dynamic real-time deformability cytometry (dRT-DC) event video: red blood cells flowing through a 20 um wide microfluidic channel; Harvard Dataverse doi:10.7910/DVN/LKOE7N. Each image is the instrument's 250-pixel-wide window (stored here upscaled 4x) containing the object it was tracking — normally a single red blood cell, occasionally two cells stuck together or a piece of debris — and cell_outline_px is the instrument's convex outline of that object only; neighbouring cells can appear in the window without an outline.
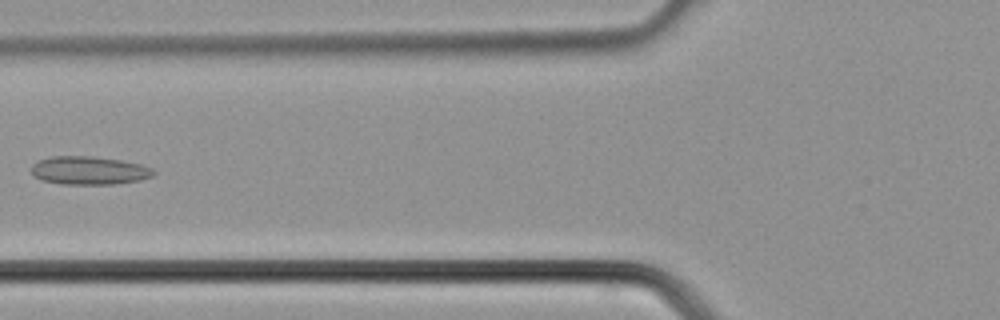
{"species": "common noctule bat (a hibernating species)", "species_latin": "Nyctalus noctula", "temperature_condition": "cold", "stored_images_in_passage": 30, "camera_frame_rate_fps": 3000, "um_per_image_px": 0.085, "animal": {"sex": "male", "body_mass_g": 21.5, "forearm_length_mm": 52.0}, "frame": {"image": 1, "passage_image": 8, "time_ms": 2.333, "image_size_px": [1000, 320], "cell_outline_px": [[156, 172], [152, 176], [140, 180], [112, 184], [64, 184], [40, 180], [32, 176], [32, 164], [40, 160], [52, 156], [92, 156], [120, 160], [140, 164], [152, 168]], "centroid_in_image_um": [7.55, 14.49], "position_along_channel_um": 118.2, "area_um2": 20.11}}
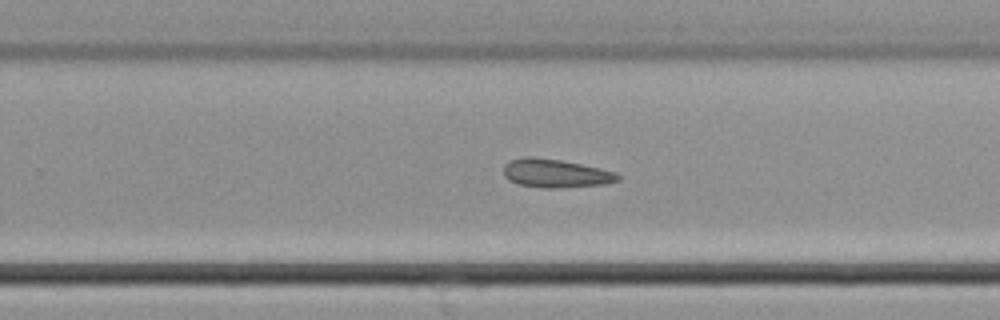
{"frame": {"image": 2, "passage_image": 17, "time_ms": 5.333, "image_size_px": [1000, 320], "cell_outline_px": [[620, 180], [604, 184], [556, 188], [544, 188], [520, 184], [508, 180], [504, 176], [504, 164], [508, 160], [524, 156], [532, 156], [560, 160], [600, 168], [616, 172], [620, 176]], "centroid_in_image_um": [47.2, 14.72], "position_along_channel_um": 282.6, "area_um2": 19.02}}
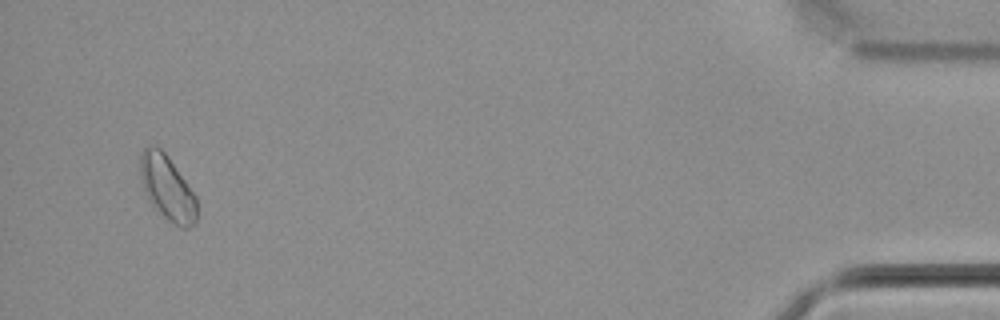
{"frame": {"image": 3, "passage_image": 29, "time_ms": 9.333, "image_size_px": [1000, 320], "cell_outline_px": [[196, 220], [188, 228], [180, 228], [168, 220], [152, 204], [144, 192], [140, 172], [140, 152], [148, 144], [156, 144], [168, 156], [196, 196]], "centroid_in_image_um": [14.19, 15.92], "position_along_channel_um": 421.0, "area_um2": 21.27}}